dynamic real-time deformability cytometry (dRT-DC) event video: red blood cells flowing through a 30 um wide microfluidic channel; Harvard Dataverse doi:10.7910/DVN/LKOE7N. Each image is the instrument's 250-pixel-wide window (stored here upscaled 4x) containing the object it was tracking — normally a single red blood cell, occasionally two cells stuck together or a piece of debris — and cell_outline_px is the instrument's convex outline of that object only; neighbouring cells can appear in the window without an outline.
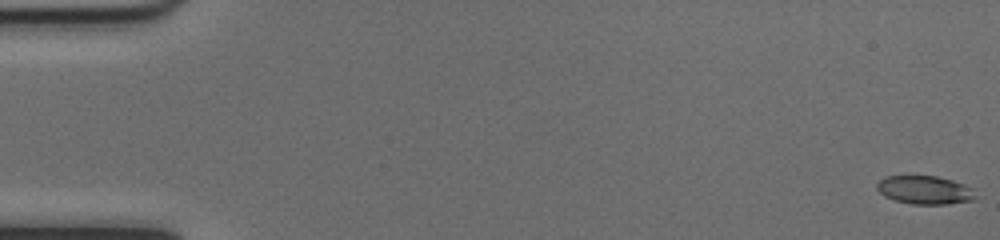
{"species": "common noctule bat (a hibernating species)", "species_latin": "Nyctalus noctula", "temperature_condition": "cold", "stored_images_in_passage": 52, "camera_frame_rate_fps": 3000, "um_per_image_px": 0.085, "animal": {"sex": "female", "body_mass_g": 17.0, "forearm_length_mm": 48.0}, "frame": {"image": 1, "passage_image": 1, "time_ms": 0.0, "image_size_px": [1000, 240], "cell_outline_px": [[976, 200], [948, 204], [912, 204], [896, 200], [884, 196], [876, 188], [876, 184], [884, 176], [936, 176], [952, 180], [964, 184], [972, 188], [976, 196]], "centroid_in_image_um": [78.62, 16.15], "position_along_channel_um": 6.4, "area_um2": 16.36}}
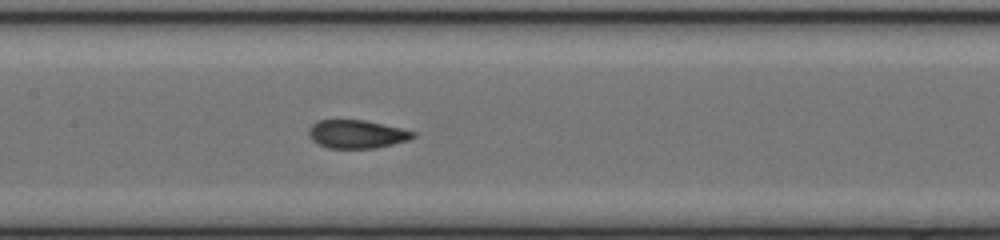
{"frame": {"image": 2, "passage_image": 26, "time_ms": 8.333, "image_size_px": [1000, 240], "cell_outline_px": [[416, 136], [408, 140], [376, 148], [328, 148], [312, 140], [308, 132], [308, 128], [312, 124], [320, 120], [364, 120], [404, 128], [416, 132]], "centroid_in_image_um": [30.36, 11.39], "position_along_channel_um": 177.0, "area_um2": 17.22}}
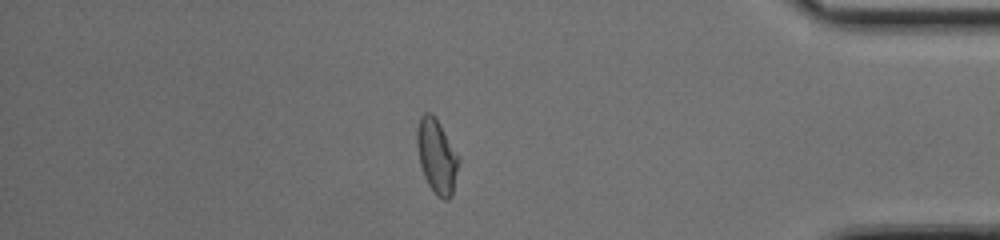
{"frame": {"image": 3, "passage_image": 45, "time_ms": 14.667, "image_size_px": [1000, 240], "cell_outline_px": [[460, 160], [452, 196], [448, 200], [444, 200], [436, 196], [432, 192], [424, 176], [420, 164], [416, 144], [416, 132], [420, 116], [424, 112], [428, 112], [440, 124]], "centroid_in_image_um": [37.11, 13.33], "position_along_channel_um": 398.1, "area_um2": 17.98}, "authors_computed_cell_mechanics": {"area_um2": 17.3978, "velocity_mm_per_s": 4.0398, "shape_relaxation_time_tau1_ms": null, "shape_relaxation_time_tau2_ms": 0.6943, "deformation_change_tau1": null, "deformation_change_tau2": 0.0469}}